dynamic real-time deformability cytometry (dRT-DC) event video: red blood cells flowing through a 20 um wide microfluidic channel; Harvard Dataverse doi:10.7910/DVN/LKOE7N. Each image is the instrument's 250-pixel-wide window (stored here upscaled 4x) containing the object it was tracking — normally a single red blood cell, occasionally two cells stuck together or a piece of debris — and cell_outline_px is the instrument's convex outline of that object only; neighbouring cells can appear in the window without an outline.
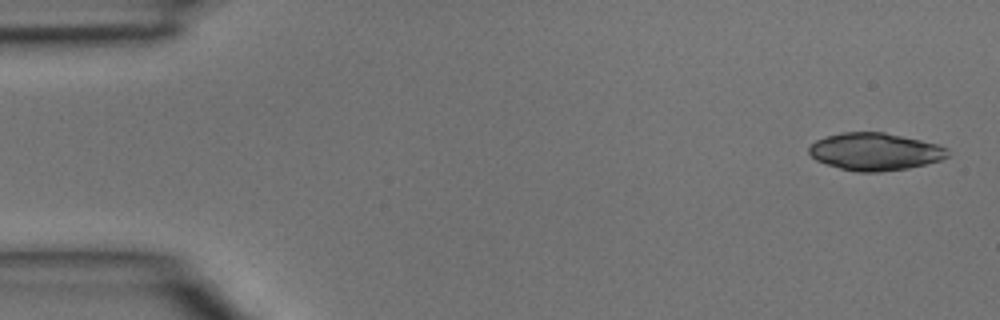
{"species": "common noctule bat (a hibernating species)", "species_latin": "Nyctalus noctula", "temperature_condition": "room temperature", "stored_images_in_passage": 5, "camera_frame_rate_fps": 3000, "um_per_image_px": 0.085, "animal": {"sex": "male", "body_mass_g": 15.6}, "frame": {"image": 1, "passage_image": 1, "time_ms": 0.0, "image_size_px": [1000, 320], "cell_outline_px": [[948, 156], [940, 160], [908, 168], [880, 172], [860, 172], [840, 168], [816, 160], [808, 152], [808, 148], [816, 140], [840, 132], [884, 132], [920, 140], [936, 144], [948, 148]], "centroid_in_image_um": [74.37, 12.88], "position_along_channel_um": 10.6, "area_um2": 30.0}}